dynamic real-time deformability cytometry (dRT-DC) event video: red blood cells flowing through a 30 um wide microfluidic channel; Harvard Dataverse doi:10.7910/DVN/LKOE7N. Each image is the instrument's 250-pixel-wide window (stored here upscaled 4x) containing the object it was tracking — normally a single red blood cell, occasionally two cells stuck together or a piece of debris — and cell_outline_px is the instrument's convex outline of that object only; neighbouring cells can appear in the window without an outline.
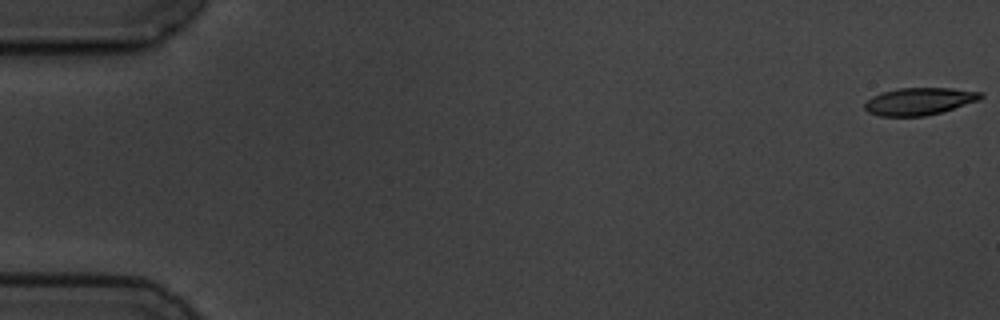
{"species": "common noctule bat (a hibernating species)", "species_latin": "Nyctalus noctula", "temperature_condition": "cold", "stored_images_in_passage": 8, "camera_frame_rate_fps": 3000, "um_per_image_px": 0.085, "animal": {"sex": "male", "body_mass_g": 19.5, "forearm_length_mm": 54.6}, "frame": {"image": 1, "passage_image": 1, "time_ms": 0.0, "image_size_px": [1000, 320], "cell_outline_px": [[984, 96], [980, 100], [940, 112], [924, 116], [880, 116], [868, 112], [864, 108], [864, 104], [872, 96], [884, 92], [900, 88], [952, 88], [984, 92]], "centroid_in_image_um": [78.17, 8.61], "position_along_channel_um": 6.8, "area_um2": 18.38}}
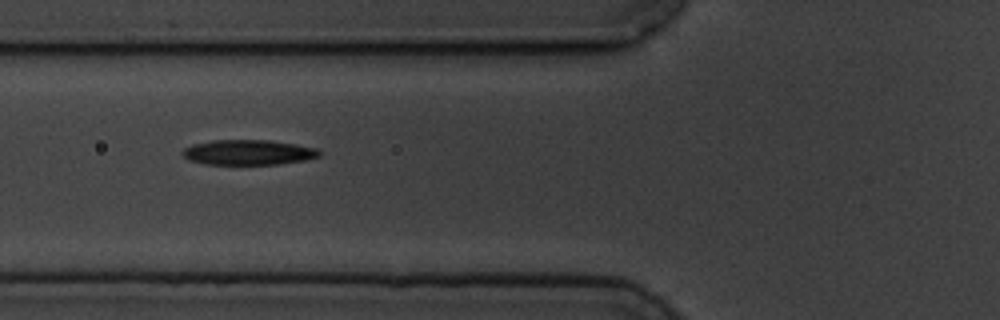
{"frame": {"image": 2, "passage_image": 7, "time_ms": 7.0, "image_size_px": [1000, 320], "cell_outline_px": [[320, 156], [304, 160], [276, 164], [204, 164], [188, 160], [180, 152], [184, 148], [192, 144], [212, 140], [268, 140], [296, 144], [316, 148], [320, 152]], "centroid_in_image_um": [21.06, 12.94], "position_along_channel_um": 104.7, "area_um2": 20.0}}
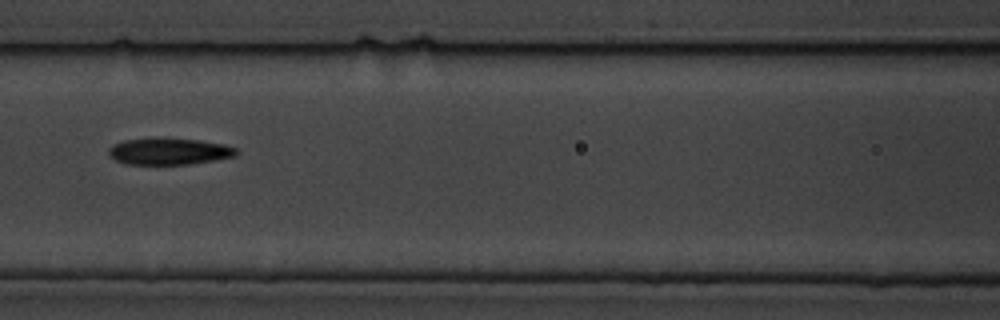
{"frame": {"image": 3, "passage_image": 8, "time_ms": 8.333, "image_size_px": [1000, 320], "cell_outline_px": [[240, 152], [236, 156], [192, 164], [124, 164], [108, 156], [108, 148], [112, 144], [124, 140], [152, 136], [160, 136], [200, 140], [224, 144], [236, 148]], "centroid_in_image_um": [14.34, 12.83], "position_along_channel_um": 152.3, "area_um2": 20.58}}